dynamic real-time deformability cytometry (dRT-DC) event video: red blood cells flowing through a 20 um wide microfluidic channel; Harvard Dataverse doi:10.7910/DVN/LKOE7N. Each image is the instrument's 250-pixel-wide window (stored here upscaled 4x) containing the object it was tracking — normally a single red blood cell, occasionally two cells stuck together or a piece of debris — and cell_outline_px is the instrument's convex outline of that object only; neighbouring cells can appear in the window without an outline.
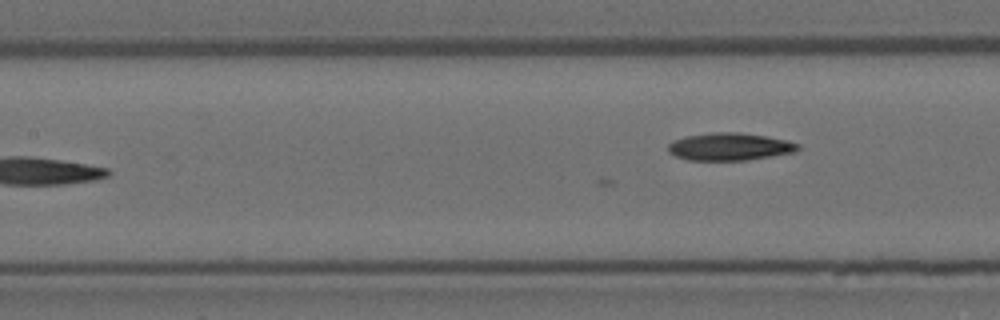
{"species": "Egyptian fruit bat (a non-hibernating species)", "species_latin": "Rousettus aegyptiacus", "temperature_condition": "room temperature", "stored_images_in_passage": 28, "camera_frame_rate_fps": 3000, "um_per_image_px": 0.085, "animal": {"sex": "female"}, "frame": {"image": 1, "passage_image": 10, "time_ms": 3.0, "image_size_px": [1000, 320], "cell_outline_px": [[800, 148], [792, 152], [744, 160], [688, 160], [676, 156], [668, 152], [668, 144], [672, 140], [684, 136], [712, 132], [736, 132], [764, 136], [784, 140], [800, 144]], "centroid_in_image_um": [61.93, 12.46], "position_along_channel_um": 145.5, "area_um2": 20.58}}
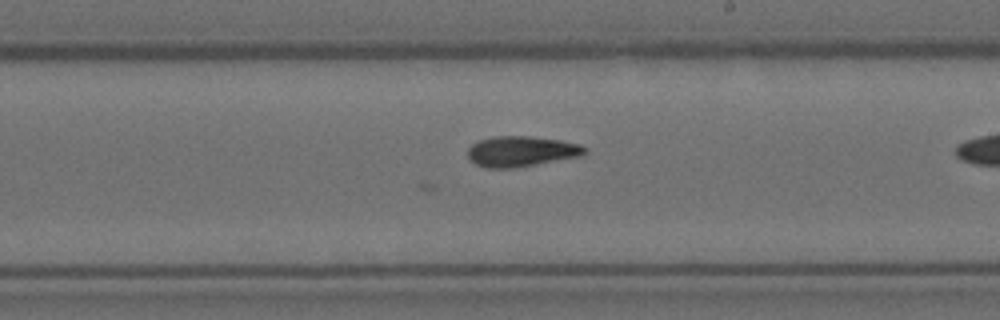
{"frame": {"image": 2, "passage_image": 18, "time_ms": 5.667, "image_size_px": [1000, 320], "cell_outline_px": [[584, 152], [580, 156], [512, 168], [484, 168], [476, 164], [468, 156], [468, 148], [472, 144], [480, 140], [496, 136], [528, 136], [560, 140], [580, 144], [584, 148]], "centroid_in_image_um": [44.26, 12.86], "position_along_channel_um": 244.7, "area_um2": 20.4}}